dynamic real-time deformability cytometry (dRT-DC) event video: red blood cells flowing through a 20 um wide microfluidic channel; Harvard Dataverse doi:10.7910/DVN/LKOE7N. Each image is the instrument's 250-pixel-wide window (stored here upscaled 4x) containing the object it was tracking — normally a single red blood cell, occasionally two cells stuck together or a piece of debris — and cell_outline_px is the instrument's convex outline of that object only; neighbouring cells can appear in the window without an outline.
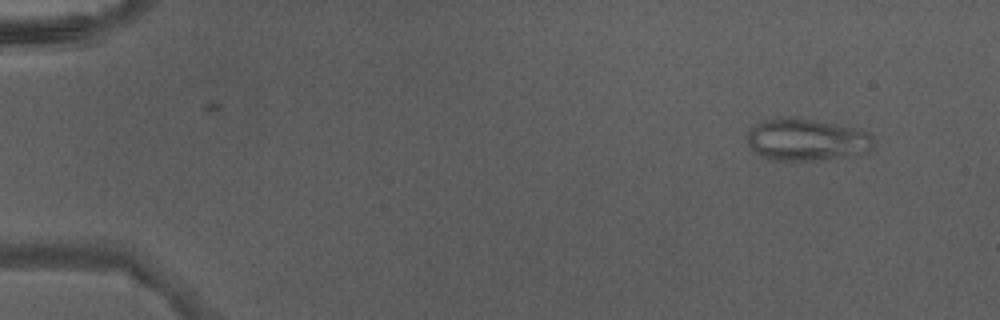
{"species": "Egyptian fruit bat (a non-hibernating species)", "species_latin": "Rousettus aegyptiacus", "temperature_condition": "warm", "stored_images_in_passage": 43, "camera_frame_rate_fps": 3000, "um_per_image_px": 0.085, "animal": {"sex": "male"}, "frame": {"image": 1, "passage_image": 1, "time_ms": 0.0, "image_size_px": [1000, 320], "cell_outline_px": [[872, 144], [868, 148], [816, 160], [772, 160], [756, 152], [748, 144], [748, 132], [756, 124], [764, 120], [788, 116], [796, 116], [836, 124], [868, 132], [872, 136]], "centroid_in_image_um": [68.42, 11.82], "position_along_channel_um": 16.6, "area_um2": 29.77}}
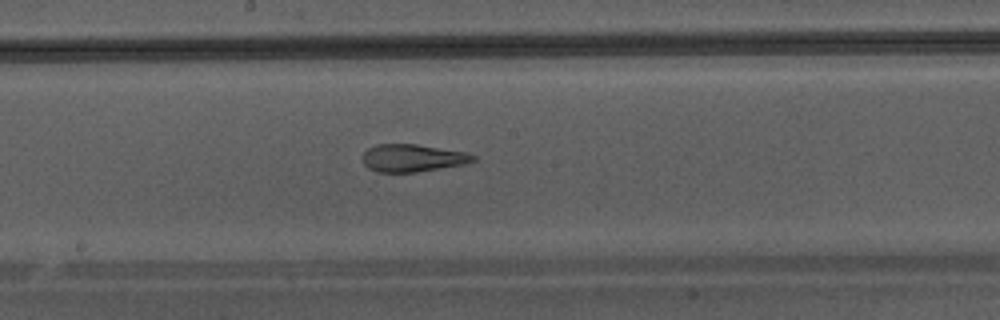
{"frame": {"image": 2, "passage_image": 23, "time_ms": 7.333, "image_size_px": [1000, 320], "cell_outline_px": [[476, 160], [468, 164], [416, 172], [376, 172], [368, 168], [364, 164], [360, 156], [368, 148], [376, 144], [416, 144], [464, 152], [476, 156]], "centroid_in_image_um": [35.04, 13.44], "position_along_channel_um": 213.2, "area_um2": 17.92}}
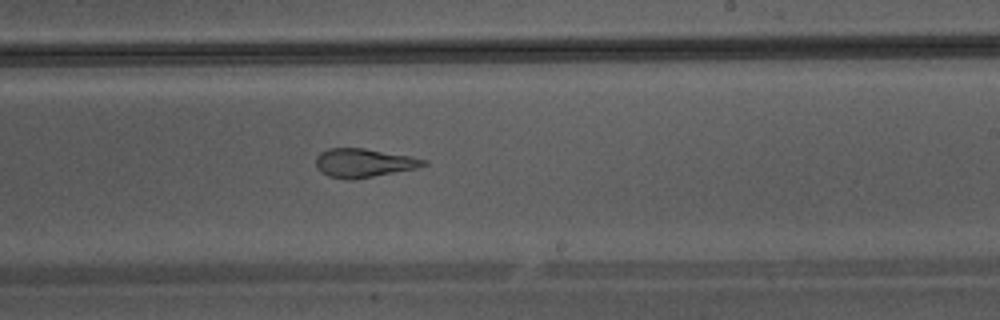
{"frame": {"image": 3, "passage_image": 26, "time_ms": 8.333, "image_size_px": [1000, 320], "cell_outline_px": [[428, 164], [416, 168], [352, 180], [348, 180], [328, 176], [320, 172], [316, 168], [316, 156], [320, 152], [328, 148], [364, 148], [412, 156], [428, 160]], "centroid_in_image_um": [30.89, 13.84], "position_along_channel_um": 258.1, "area_um2": 18.15}}